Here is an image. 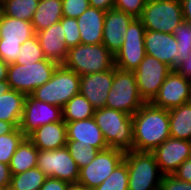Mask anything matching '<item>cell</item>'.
<instances>
[{"label":"cell","instance_id":"20","mask_svg":"<svg viewBox=\"0 0 191 190\" xmlns=\"http://www.w3.org/2000/svg\"><path fill=\"white\" fill-rule=\"evenodd\" d=\"M46 59L62 65L68 53L65 34L60 22L35 33Z\"/></svg>","mask_w":191,"mask_h":190},{"label":"cell","instance_id":"2","mask_svg":"<svg viewBox=\"0 0 191 190\" xmlns=\"http://www.w3.org/2000/svg\"><path fill=\"white\" fill-rule=\"evenodd\" d=\"M93 118L102 131L104 140L109 148L118 149L124 153L132 151V115L120 110L104 107L95 109Z\"/></svg>","mask_w":191,"mask_h":190},{"label":"cell","instance_id":"8","mask_svg":"<svg viewBox=\"0 0 191 190\" xmlns=\"http://www.w3.org/2000/svg\"><path fill=\"white\" fill-rule=\"evenodd\" d=\"M145 30L173 34L183 20L180 0H148L140 17Z\"/></svg>","mask_w":191,"mask_h":190},{"label":"cell","instance_id":"42","mask_svg":"<svg viewBox=\"0 0 191 190\" xmlns=\"http://www.w3.org/2000/svg\"><path fill=\"white\" fill-rule=\"evenodd\" d=\"M175 70L191 81V55L188 58L183 59L175 68Z\"/></svg>","mask_w":191,"mask_h":190},{"label":"cell","instance_id":"5","mask_svg":"<svg viewBox=\"0 0 191 190\" xmlns=\"http://www.w3.org/2000/svg\"><path fill=\"white\" fill-rule=\"evenodd\" d=\"M124 161L129 174L128 190H160L163 174L152 152L132 150L125 153Z\"/></svg>","mask_w":191,"mask_h":190},{"label":"cell","instance_id":"43","mask_svg":"<svg viewBox=\"0 0 191 190\" xmlns=\"http://www.w3.org/2000/svg\"><path fill=\"white\" fill-rule=\"evenodd\" d=\"M11 172L8 164L0 162V187L10 186Z\"/></svg>","mask_w":191,"mask_h":190},{"label":"cell","instance_id":"37","mask_svg":"<svg viewBox=\"0 0 191 190\" xmlns=\"http://www.w3.org/2000/svg\"><path fill=\"white\" fill-rule=\"evenodd\" d=\"M148 0H114V9L140 18Z\"/></svg>","mask_w":191,"mask_h":190},{"label":"cell","instance_id":"18","mask_svg":"<svg viewBox=\"0 0 191 190\" xmlns=\"http://www.w3.org/2000/svg\"><path fill=\"white\" fill-rule=\"evenodd\" d=\"M144 45L147 55L164 62L172 69L177 67V40L173 34L146 30Z\"/></svg>","mask_w":191,"mask_h":190},{"label":"cell","instance_id":"12","mask_svg":"<svg viewBox=\"0 0 191 190\" xmlns=\"http://www.w3.org/2000/svg\"><path fill=\"white\" fill-rule=\"evenodd\" d=\"M124 157L125 153L118 149L108 148L99 151L87 166L79 169L77 184L90 190L95 189L111 175Z\"/></svg>","mask_w":191,"mask_h":190},{"label":"cell","instance_id":"32","mask_svg":"<svg viewBox=\"0 0 191 190\" xmlns=\"http://www.w3.org/2000/svg\"><path fill=\"white\" fill-rule=\"evenodd\" d=\"M128 168L123 160L99 186L93 190H128Z\"/></svg>","mask_w":191,"mask_h":190},{"label":"cell","instance_id":"45","mask_svg":"<svg viewBox=\"0 0 191 190\" xmlns=\"http://www.w3.org/2000/svg\"><path fill=\"white\" fill-rule=\"evenodd\" d=\"M182 5L183 20L191 24V0H180Z\"/></svg>","mask_w":191,"mask_h":190},{"label":"cell","instance_id":"13","mask_svg":"<svg viewBox=\"0 0 191 190\" xmlns=\"http://www.w3.org/2000/svg\"><path fill=\"white\" fill-rule=\"evenodd\" d=\"M173 69L155 57L145 55L134 71L139 94L146 103L157 95L159 88Z\"/></svg>","mask_w":191,"mask_h":190},{"label":"cell","instance_id":"17","mask_svg":"<svg viewBox=\"0 0 191 190\" xmlns=\"http://www.w3.org/2000/svg\"><path fill=\"white\" fill-rule=\"evenodd\" d=\"M113 83V68L80 76L79 93L82 94L95 109L104 108L108 93Z\"/></svg>","mask_w":191,"mask_h":190},{"label":"cell","instance_id":"11","mask_svg":"<svg viewBox=\"0 0 191 190\" xmlns=\"http://www.w3.org/2000/svg\"><path fill=\"white\" fill-rule=\"evenodd\" d=\"M37 167L47 177L70 184L78 183L79 168L66 146L55 150H39Z\"/></svg>","mask_w":191,"mask_h":190},{"label":"cell","instance_id":"3","mask_svg":"<svg viewBox=\"0 0 191 190\" xmlns=\"http://www.w3.org/2000/svg\"><path fill=\"white\" fill-rule=\"evenodd\" d=\"M80 76L112 69L114 55L101 44H80L69 48L62 64Z\"/></svg>","mask_w":191,"mask_h":190},{"label":"cell","instance_id":"25","mask_svg":"<svg viewBox=\"0 0 191 190\" xmlns=\"http://www.w3.org/2000/svg\"><path fill=\"white\" fill-rule=\"evenodd\" d=\"M26 95L14 89L0 96V120L19 127L23 115Z\"/></svg>","mask_w":191,"mask_h":190},{"label":"cell","instance_id":"34","mask_svg":"<svg viewBox=\"0 0 191 190\" xmlns=\"http://www.w3.org/2000/svg\"><path fill=\"white\" fill-rule=\"evenodd\" d=\"M177 40V65L191 55V24L182 21L173 31Z\"/></svg>","mask_w":191,"mask_h":190},{"label":"cell","instance_id":"22","mask_svg":"<svg viewBox=\"0 0 191 190\" xmlns=\"http://www.w3.org/2000/svg\"><path fill=\"white\" fill-rule=\"evenodd\" d=\"M39 150H55L66 146L64 120L40 126L27 137Z\"/></svg>","mask_w":191,"mask_h":190},{"label":"cell","instance_id":"24","mask_svg":"<svg viewBox=\"0 0 191 190\" xmlns=\"http://www.w3.org/2000/svg\"><path fill=\"white\" fill-rule=\"evenodd\" d=\"M62 18V0H40L31 23L37 33L60 22Z\"/></svg>","mask_w":191,"mask_h":190},{"label":"cell","instance_id":"36","mask_svg":"<svg viewBox=\"0 0 191 190\" xmlns=\"http://www.w3.org/2000/svg\"><path fill=\"white\" fill-rule=\"evenodd\" d=\"M60 23L65 34L66 46L69 48L81 44V36L76 18L64 17Z\"/></svg>","mask_w":191,"mask_h":190},{"label":"cell","instance_id":"41","mask_svg":"<svg viewBox=\"0 0 191 190\" xmlns=\"http://www.w3.org/2000/svg\"><path fill=\"white\" fill-rule=\"evenodd\" d=\"M173 175L179 180L191 182V157L186 159Z\"/></svg>","mask_w":191,"mask_h":190},{"label":"cell","instance_id":"10","mask_svg":"<svg viewBox=\"0 0 191 190\" xmlns=\"http://www.w3.org/2000/svg\"><path fill=\"white\" fill-rule=\"evenodd\" d=\"M145 27L140 18H134L124 34L121 49L114 56L115 67L125 71H135L144 59Z\"/></svg>","mask_w":191,"mask_h":190},{"label":"cell","instance_id":"33","mask_svg":"<svg viewBox=\"0 0 191 190\" xmlns=\"http://www.w3.org/2000/svg\"><path fill=\"white\" fill-rule=\"evenodd\" d=\"M66 147L79 169L87 166L100 151L89 144H77V140H67Z\"/></svg>","mask_w":191,"mask_h":190},{"label":"cell","instance_id":"9","mask_svg":"<svg viewBox=\"0 0 191 190\" xmlns=\"http://www.w3.org/2000/svg\"><path fill=\"white\" fill-rule=\"evenodd\" d=\"M35 35L32 23L0 13V58L7 64L15 63L20 46Z\"/></svg>","mask_w":191,"mask_h":190},{"label":"cell","instance_id":"46","mask_svg":"<svg viewBox=\"0 0 191 190\" xmlns=\"http://www.w3.org/2000/svg\"><path fill=\"white\" fill-rule=\"evenodd\" d=\"M15 128L11 122L0 120V136L11 133Z\"/></svg>","mask_w":191,"mask_h":190},{"label":"cell","instance_id":"15","mask_svg":"<svg viewBox=\"0 0 191 190\" xmlns=\"http://www.w3.org/2000/svg\"><path fill=\"white\" fill-rule=\"evenodd\" d=\"M57 121H62V108L38 101L31 95L26 96L19 126L26 137L40 126Z\"/></svg>","mask_w":191,"mask_h":190},{"label":"cell","instance_id":"7","mask_svg":"<svg viewBox=\"0 0 191 190\" xmlns=\"http://www.w3.org/2000/svg\"><path fill=\"white\" fill-rule=\"evenodd\" d=\"M57 66V63L48 59L26 65L9 64L7 83L15 91L26 96L31 95L36 88L41 87L51 79Z\"/></svg>","mask_w":191,"mask_h":190},{"label":"cell","instance_id":"26","mask_svg":"<svg viewBox=\"0 0 191 190\" xmlns=\"http://www.w3.org/2000/svg\"><path fill=\"white\" fill-rule=\"evenodd\" d=\"M170 137L191 141V102L168 110Z\"/></svg>","mask_w":191,"mask_h":190},{"label":"cell","instance_id":"38","mask_svg":"<svg viewBox=\"0 0 191 190\" xmlns=\"http://www.w3.org/2000/svg\"><path fill=\"white\" fill-rule=\"evenodd\" d=\"M89 7V0H62V12L64 17L78 18Z\"/></svg>","mask_w":191,"mask_h":190},{"label":"cell","instance_id":"29","mask_svg":"<svg viewBox=\"0 0 191 190\" xmlns=\"http://www.w3.org/2000/svg\"><path fill=\"white\" fill-rule=\"evenodd\" d=\"M40 0H5L1 12L9 17L32 22Z\"/></svg>","mask_w":191,"mask_h":190},{"label":"cell","instance_id":"39","mask_svg":"<svg viewBox=\"0 0 191 190\" xmlns=\"http://www.w3.org/2000/svg\"><path fill=\"white\" fill-rule=\"evenodd\" d=\"M160 190H191V182L179 180L174 175H163Z\"/></svg>","mask_w":191,"mask_h":190},{"label":"cell","instance_id":"1","mask_svg":"<svg viewBox=\"0 0 191 190\" xmlns=\"http://www.w3.org/2000/svg\"><path fill=\"white\" fill-rule=\"evenodd\" d=\"M132 150L153 152L170 137L168 110L145 103L133 115Z\"/></svg>","mask_w":191,"mask_h":190},{"label":"cell","instance_id":"35","mask_svg":"<svg viewBox=\"0 0 191 190\" xmlns=\"http://www.w3.org/2000/svg\"><path fill=\"white\" fill-rule=\"evenodd\" d=\"M20 54L17 57L15 64L26 65L37 61L45 60L44 52L39 45L36 34L30 39L26 40L20 46Z\"/></svg>","mask_w":191,"mask_h":190},{"label":"cell","instance_id":"14","mask_svg":"<svg viewBox=\"0 0 191 190\" xmlns=\"http://www.w3.org/2000/svg\"><path fill=\"white\" fill-rule=\"evenodd\" d=\"M188 102H191V81L173 69L150 103L170 110Z\"/></svg>","mask_w":191,"mask_h":190},{"label":"cell","instance_id":"28","mask_svg":"<svg viewBox=\"0 0 191 190\" xmlns=\"http://www.w3.org/2000/svg\"><path fill=\"white\" fill-rule=\"evenodd\" d=\"M95 108L82 95L77 94L72 97L62 108V120L65 122H74L93 118Z\"/></svg>","mask_w":191,"mask_h":190},{"label":"cell","instance_id":"48","mask_svg":"<svg viewBox=\"0 0 191 190\" xmlns=\"http://www.w3.org/2000/svg\"><path fill=\"white\" fill-rule=\"evenodd\" d=\"M11 90L10 85L7 83V80L0 81V96Z\"/></svg>","mask_w":191,"mask_h":190},{"label":"cell","instance_id":"47","mask_svg":"<svg viewBox=\"0 0 191 190\" xmlns=\"http://www.w3.org/2000/svg\"><path fill=\"white\" fill-rule=\"evenodd\" d=\"M8 67H9V64L5 63L0 58V81L7 80Z\"/></svg>","mask_w":191,"mask_h":190},{"label":"cell","instance_id":"4","mask_svg":"<svg viewBox=\"0 0 191 190\" xmlns=\"http://www.w3.org/2000/svg\"><path fill=\"white\" fill-rule=\"evenodd\" d=\"M80 75L63 65H58L51 79L36 88L31 96L41 102L63 108L75 95L79 94Z\"/></svg>","mask_w":191,"mask_h":190},{"label":"cell","instance_id":"44","mask_svg":"<svg viewBox=\"0 0 191 190\" xmlns=\"http://www.w3.org/2000/svg\"><path fill=\"white\" fill-rule=\"evenodd\" d=\"M90 7L103 11L114 9V0H89Z\"/></svg>","mask_w":191,"mask_h":190},{"label":"cell","instance_id":"40","mask_svg":"<svg viewBox=\"0 0 191 190\" xmlns=\"http://www.w3.org/2000/svg\"><path fill=\"white\" fill-rule=\"evenodd\" d=\"M71 184L60 179L47 177L39 190H68Z\"/></svg>","mask_w":191,"mask_h":190},{"label":"cell","instance_id":"49","mask_svg":"<svg viewBox=\"0 0 191 190\" xmlns=\"http://www.w3.org/2000/svg\"><path fill=\"white\" fill-rule=\"evenodd\" d=\"M68 190H90V189H87L86 187L78 185V184H71Z\"/></svg>","mask_w":191,"mask_h":190},{"label":"cell","instance_id":"21","mask_svg":"<svg viewBox=\"0 0 191 190\" xmlns=\"http://www.w3.org/2000/svg\"><path fill=\"white\" fill-rule=\"evenodd\" d=\"M65 123L67 140H77V144H89L100 151L109 148L94 118Z\"/></svg>","mask_w":191,"mask_h":190},{"label":"cell","instance_id":"16","mask_svg":"<svg viewBox=\"0 0 191 190\" xmlns=\"http://www.w3.org/2000/svg\"><path fill=\"white\" fill-rule=\"evenodd\" d=\"M163 175H173L191 157V141L169 137L153 152Z\"/></svg>","mask_w":191,"mask_h":190},{"label":"cell","instance_id":"6","mask_svg":"<svg viewBox=\"0 0 191 190\" xmlns=\"http://www.w3.org/2000/svg\"><path fill=\"white\" fill-rule=\"evenodd\" d=\"M146 102L139 94L133 71L113 67V83L105 107L134 115Z\"/></svg>","mask_w":191,"mask_h":190},{"label":"cell","instance_id":"23","mask_svg":"<svg viewBox=\"0 0 191 190\" xmlns=\"http://www.w3.org/2000/svg\"><path fill=\"white\" fill-rule=\"evenodd\" d=\"M106 11L89 7L76 18L81 36V44H101Z\"/></svg>","mask_w":191,"mask_h":190},{"label":"cell","instance_id":"19","mask_svg":"<svg viewBox=\"0 0 191 190\" xmlns=\"http://www.w3.org/2000/svg\"><path fill=\"white\" fill-rule=\"evenodd\" d=\"M133 16L111 9L106 11L103 25L102 44L115 56L121 49L129 24Z\"/></svg>","mask_w":191,"mask_h":190},{"label":"cell","instance_id":"27","mask_svg":"<svg viewBox=\"0 0 191 190\" xmlns=\"http://www.w3.org/2000/svg\"><path fill=\"white\" fill-rule=\"evenodd\" d=\"M39 149L26 137L13 154L9 167L11 175L37 167Z\"/></svg>","mask_w":191,"mask_h":190},{"label":"cell","instance_id":"31","mask_svg":"<svg viewBox=\"0 0 191 190\" xmlns=\"http://www.w3.org/2000/svg\"><path fill=\"white\" fill-rule=\"evenodd\" d=\"M26 138L19 127H16L11 133L0 136V162L10 164L11 158L18 146Z\"/></svg>","mask_w":191,"mask_h":190},{"label":"cell","instance_id":"30","mask_svg":"<svg viewBox=\"0 0 191 190\" xmlns=\"http://www.w3.org/2000/svg\"><path fill=\"white\" fill-rule=\"evenodd\" d=\"M47 176L38 168H31L25 172L11 175V190H39Z\"/></svg>","mask_w":191,"mask_h":190},{"label":"cell","instance_id":"50","mask_svg":"<svg viewBox=\"0 0 191 190\" xmlns=\"http://www.w3.org/2000/svg\"><path fill=\"white\" fill-rule=\"evenodd\" d=\"M0 190H11L10 186L0 187Z\"/></svg>","mask_w":191,"mask_h":190}]
</instances>
